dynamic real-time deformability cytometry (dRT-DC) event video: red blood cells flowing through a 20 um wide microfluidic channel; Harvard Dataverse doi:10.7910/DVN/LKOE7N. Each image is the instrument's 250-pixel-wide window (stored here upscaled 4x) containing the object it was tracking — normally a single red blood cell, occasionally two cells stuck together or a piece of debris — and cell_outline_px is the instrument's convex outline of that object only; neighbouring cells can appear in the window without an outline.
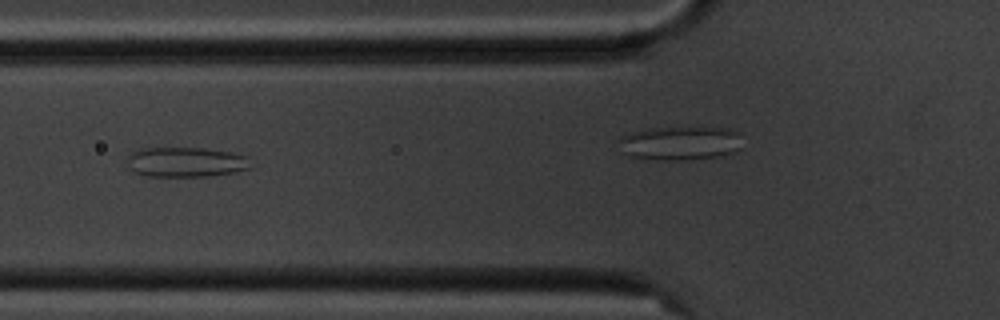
{"species": "common noctule bat (a hibernating species)", "species_latin": "Nyctalus noctula", "temperature_condition": "cold", "stored_images_in_passage": 10, "camera_frame_rate_fps": 3000, "um_per_image_px": 0.085, "animal": {"sex": "male", "body_mass_g": 20.1, "forearm_length_mm": 53.5}, "frame": {"image": 1, "passage_image": 6, "time_ms": 5.667, "image_size_px": [1000, 320], "cell_outline_px": [[252, 168], [236, 172], [208, 176], [148, 176], [132, 172], [128, 160], [128, 156], [132, 152], [140, 148], [204, 148], [232, 152], [248, 156]], "centroid_in_image_um": [15.84, 13.77], "position_along_channel_um": 110.0, "area_um2": 21.68}}
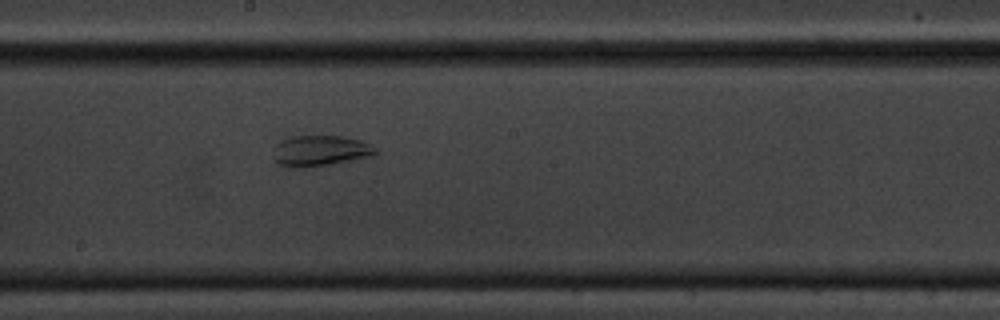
{"frame": {"image": 2, "passage_image": 9, "time_ms": 10.0, "image_size_px": [1000, 320], "cell_outline_px": [[380, 152], [368, 156], [332, 164], [304, 168], [296, 168], [280, 164], [272, 156], [276, 144], [280, 140], [288, 136], [344, 136], [360, 140], [376, 148]], "centroid_in_image_um": [27.18, 12.81], "position_along_channel_um": 221.0, "area_um2": 18.32}}